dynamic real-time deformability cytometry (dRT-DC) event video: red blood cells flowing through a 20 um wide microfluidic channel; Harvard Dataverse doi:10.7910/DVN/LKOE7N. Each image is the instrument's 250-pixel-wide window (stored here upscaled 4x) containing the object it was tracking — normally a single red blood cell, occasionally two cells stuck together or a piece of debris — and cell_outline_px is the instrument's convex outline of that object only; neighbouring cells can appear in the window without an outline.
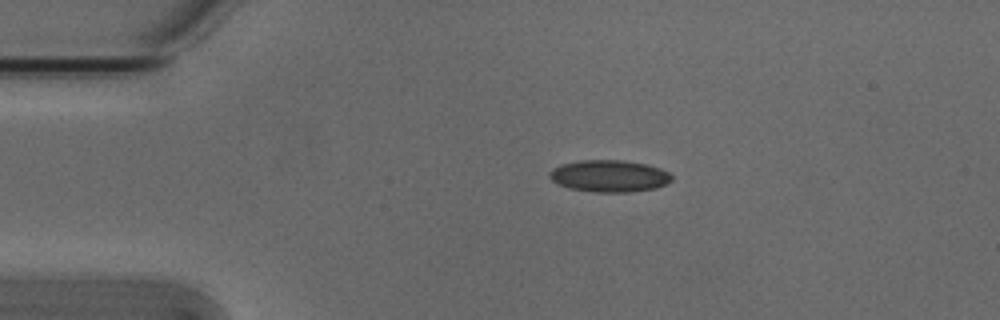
{"species": "Egyptian fruit bat (a non-hibernating species)", "species_latin": "Rousettus aegyptiacus", "temperature_condition": "cold", "stored_images_in_passage": 4, "camera_frame_rate_fps": 3000, "um_per_image_px": 0.085, "animal": {"sex": "male"}, "frame": {"image": 1, "passage_image": 4, "time_ms": 1.0, "image_size_px": [1000, 320], "cell_outline_px": [[672, 180], [656, 188], [628, 192], [596, 192], [568, 188], [552, 180], [548, 176], [548, 172], [552, 168], [560, 164], [580, 160], [620, 160], [648, 164], [660, 168], [668, 172], [672, 176]], "centroid_in_image_um": [51.77, 14.95], "position_along_channel_um": 33.2, "area_um2": 22.77}}